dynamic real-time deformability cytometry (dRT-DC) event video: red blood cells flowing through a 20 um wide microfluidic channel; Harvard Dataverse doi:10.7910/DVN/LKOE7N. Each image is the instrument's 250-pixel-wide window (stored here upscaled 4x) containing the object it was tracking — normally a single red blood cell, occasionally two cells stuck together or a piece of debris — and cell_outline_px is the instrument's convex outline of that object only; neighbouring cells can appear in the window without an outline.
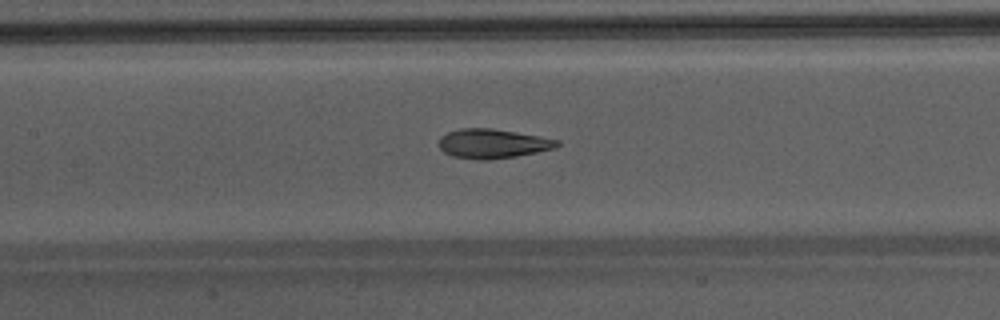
{"species": "Egyptian fruit bat (a non-hibernating species)", "species_latin": "Rousettus aegyptiacus", "temperature_condition": "warm", "stored_images_in_passage": 50, "camera_frame_rate_fps": 3000, "um_per_image_px": 0.085, "animal": {"sex": "male"}, "frame": {"image": 1, "passage_image": 26, "time_ms": 8.333, "image_size_px": [1000, 320], "cell_outline_px": [[560, 144], [556, 148], [516, 156], [488, 160], [480, 160], [452, 156], [444, 152], [440, 148], [440, 140], [448, 132], [460, 128], [492, 128], [516, 132], [560, 140]], "centroid_in_image_um": [41.9, 12.21], "position_along_channel_um": 165.5, "area_um2": 20.06}}
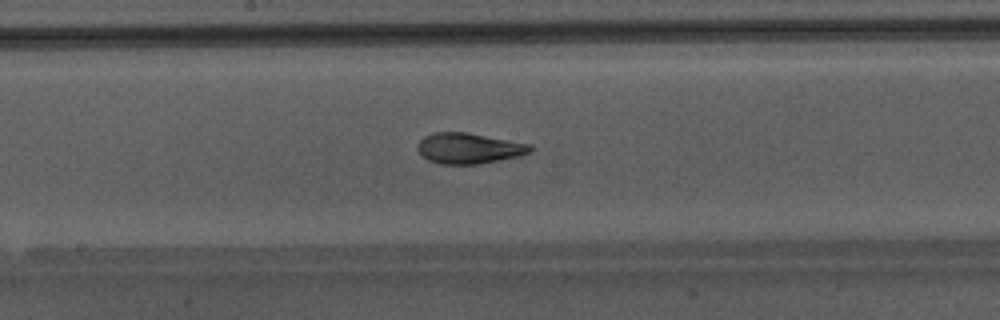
{"frame": {"image": 2, "passage_image": 29, "time_ms": 9.333, "image_size_px": [1000, 320], "cell_outline_px": [[532, 152], [520, 156], [480, 164], [440, 164], [428, 160], [416, 148], [416, 144], [424, 136], [432, 132], [468, 132], [532, 144]], "centroid_in_image_um": [39.87, 12.6], "position_along_channel_um": 208.3, "area_um2": 20.4}}
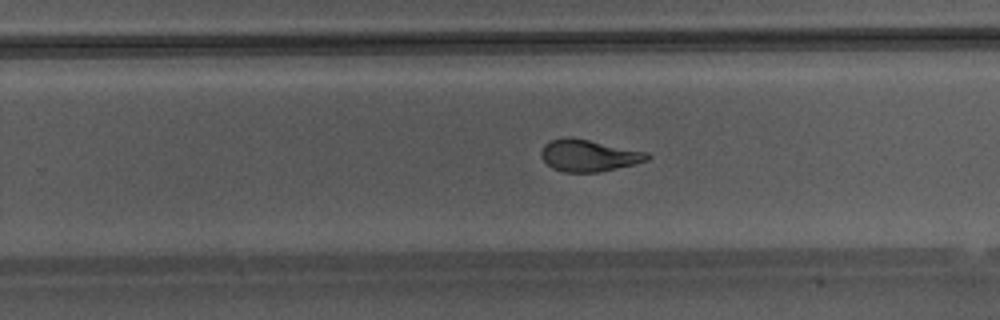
{"frame": {"image": 3, "passage_image": 34, "time_ms": 11.0, "image_size_px": [1000, 320], "cell_outline_px": [[652, 156], [648, 160], [636, 164], [600, 172], [564, 172], [552, 168], [540, 156], [540, 152], [544, 144], [552, 140], [568, 136], [648, 152]], "centroid_in_image_um": [50.05, 13.22], "position_along_channel_um": 279.7, "area_um2": 19.71}, "authors_computed_cell_mechanics": {"area_um2": 20.5479, "velocity_mm_per_s": 4.3018, "shape_relaxation_time_tau1_ms": 5.8001, "shape_relaxation_time_tau2_ms": 1.1409, "deformation_change_tau1": 0.2102, "deformation_change_tau2": 0.0699}}